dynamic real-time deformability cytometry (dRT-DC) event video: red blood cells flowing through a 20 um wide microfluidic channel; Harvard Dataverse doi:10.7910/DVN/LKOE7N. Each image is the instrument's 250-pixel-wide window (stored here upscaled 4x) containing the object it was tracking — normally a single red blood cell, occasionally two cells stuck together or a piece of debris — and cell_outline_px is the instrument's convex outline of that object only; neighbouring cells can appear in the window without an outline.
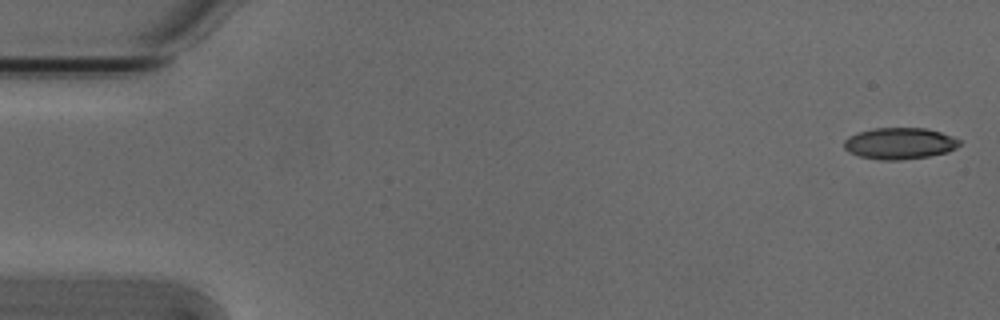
{"species": "Egyptian fruit bat (a non-hibernating species)", "species_latin": "Rousettus aegyptiacus", "temperature_condition": "cold", "stored_images_in_passage": 53, "camera_frame_rate_fps": 3000, "um_per_image_px": 0.085, "animal": {"sex": "male"}, "frame": {"image": 1, "passage_image": 1, "time_ms": 0.0, "image_size_px": [1000, 320], "cell_outline_px": [[960, 144], [956, 148], [948, 152], [928, 156], [900, 160], [880, 160], [860, 156], [848, 152], [844, 148], [844, 140], [848, 136], [856, 132], [876, 128], [924, 128], [940, 132], [952, 136], [960, 140]], "centroid_in_image_um": [76.45, 12.19], "position_along_channel_um": 8.6, "area_um2": 21.21}}
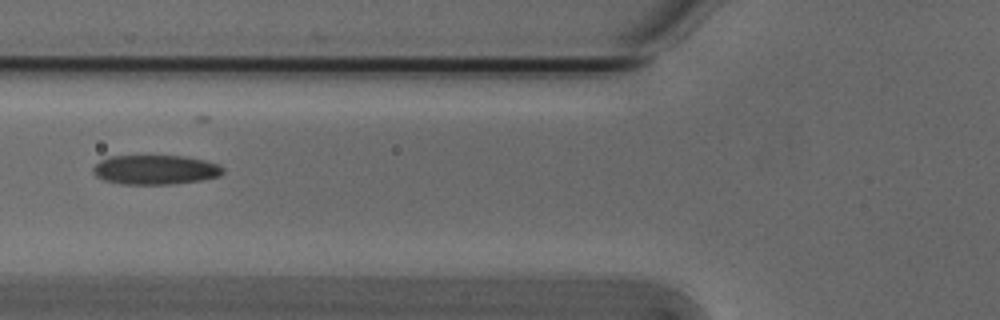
{"frame": {"image": 2, "passage_image": 20, "time_ms": 6.333, "image_size_px": [1000, 320], "cell_outline_px": [[224, 172], [220, 176], [200, 180], [172, 184], [120, 184], [104, 180], [96, 176], [92, 172], [92, 168], [100, 160], [112, 156], [184, 156], [204, 160], [220, 164], [224, 168]], "centroid_in_image_um": [13.21, 14.43], "position_along_channel_um": 112.6, "area_um2": 22.37}}
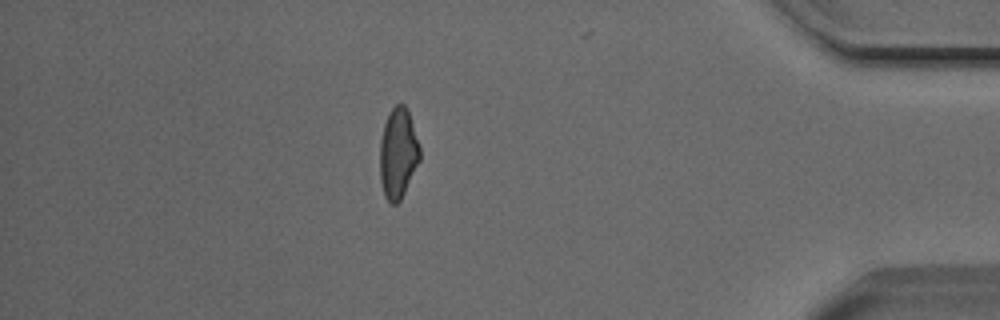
{"frame": {"image": 3, "passage_image": 46, "time_ms": 15.0, "image_size_px": [1000, 320], "cell_outline_px": [[420, 160], [400, 200], [396, 204], [388, 204], [384, 196], [380, 180], [380, 140], [384, 124], [388, 112], [396, 104], [404, 104], [408, 108], [420, 148]], "centroid_in_image_um": [33.82, 13.02], "position_along_channel_um": 401.4, "area_um2": 21.21}}